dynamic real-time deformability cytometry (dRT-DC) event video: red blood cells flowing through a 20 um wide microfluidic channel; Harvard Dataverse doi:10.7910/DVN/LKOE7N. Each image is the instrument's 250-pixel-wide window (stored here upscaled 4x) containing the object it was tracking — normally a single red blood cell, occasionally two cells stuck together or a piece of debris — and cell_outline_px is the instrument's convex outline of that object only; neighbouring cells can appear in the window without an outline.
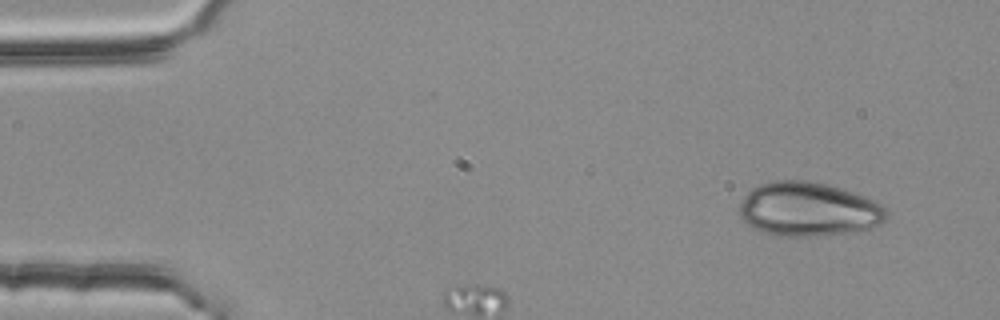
{"species": "common noctule bat (a hibernating species)", "species_latin": "Nyctalus noctula", "temperature_condition": "room temperature", "stored_images_in_passage": 3, "camera_frame_rate_fps": 3000, "um_per_image_px": 0.085, "animal": {"sex": "female", "body_mass_g": 25.1}, "frame": {"image": 1, "passage_image": 1, "time_ms": 0.0, "image_size_px": [1000, 320], "cell_outline_px": [[888, 216], [884, 224], [868, 228], [848, 232], [816, 236], [788, 236], [768, 232], [756, 228], [748, 224], [740, 216], [736, 208], [740, 200], [752, 188], [768, 180], [808, 180], [828, 184], [876, 200], [884, 204]], "centroid_in_image_um": [68.73, 17.76], "position_along_channel_um": 16.3, "area_um2": 46.59}}